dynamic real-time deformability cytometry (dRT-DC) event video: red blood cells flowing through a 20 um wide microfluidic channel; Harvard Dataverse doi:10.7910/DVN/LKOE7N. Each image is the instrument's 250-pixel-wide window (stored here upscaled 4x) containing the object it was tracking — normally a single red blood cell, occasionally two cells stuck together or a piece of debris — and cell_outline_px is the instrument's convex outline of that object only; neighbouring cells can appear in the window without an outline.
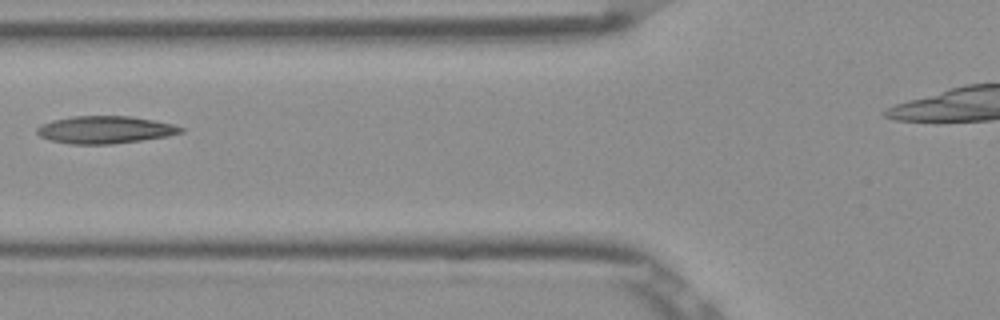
{"species": "Egyptian fruit bat (a non-hibernating species)", "species_latin": "Rousettus aegyptiacus", "temperature_condition": "room temperature", "stored_images_in_passage": 3, "camera_frame_rate_fps": 3000, "um_per_image_px": 0.085, "frame": {"image": 1, "passage_image": 3, "time_ms": 0.667, "image_size_px": [1000, 320], "cell_outline_px": [[184, 132], [168, 136], [112, 144], [72, 144], [52, 140], [40, 136], [36, 132], [36, 128], [40, 124], [52, 120], [72, 116], [128, 116], [152, 120], [172, 124], [184, 128]], "centroid_in_image_um": [8.91, 11.02], "position_along_channel_um": 116.9, "area_um2": 22.89}}